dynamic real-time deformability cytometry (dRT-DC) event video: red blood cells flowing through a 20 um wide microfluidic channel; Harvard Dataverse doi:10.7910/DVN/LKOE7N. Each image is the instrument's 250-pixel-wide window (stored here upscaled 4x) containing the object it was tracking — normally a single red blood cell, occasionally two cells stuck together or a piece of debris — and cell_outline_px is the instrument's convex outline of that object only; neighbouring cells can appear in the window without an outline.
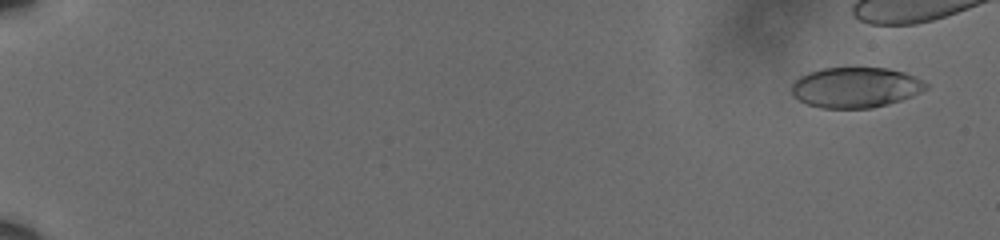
{"species": "human", "species_latin": "Homo sapiens", "temperature_condition": "cold", "stored_images_in_passage": 47, "camera_frame_rate_fps": 3000, "um_per_image_px": 0.085, "donor": {"sex": "male"}, "frame": {"image": 1, "passage_image": 4, "time_ms": 1.0, "image_size_px": [1000, 240], "cell_outline_px": [[928, 88], [912, 96], [888, 104], [872, 108], [820, 108], [808, 104], [800, 100], [792, 92], [792, 84], [800, 76], [808, 72], [824, 68], [888, 68], [904, 72], [928, 84]], "centroid_in_image_um": [72.73, 7.43], "position_along_channel_um": 12.3, "area_um2": 31.39}}
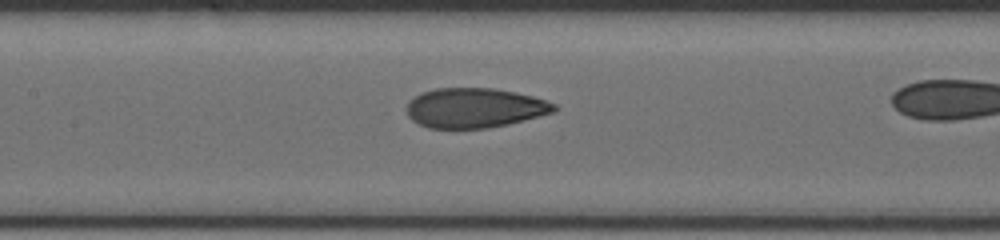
{"frame": {"image": 2, "passage_image": 31, "time_ms": 10.0, "image_size_px": [1000, 240], "cell_outline_px": [[556, 112], [508, 124], [488, 128], [428, 128], [412, 120], [408, 116], [408, 100], [420, 92], [436, 88], [496, 88], [516, 92], [532, 96], [556, 104]], "centroid_in_image_um": [40.34, 9.16], "position_along_channel_um": 167.1, "area_um2": 34.28}}
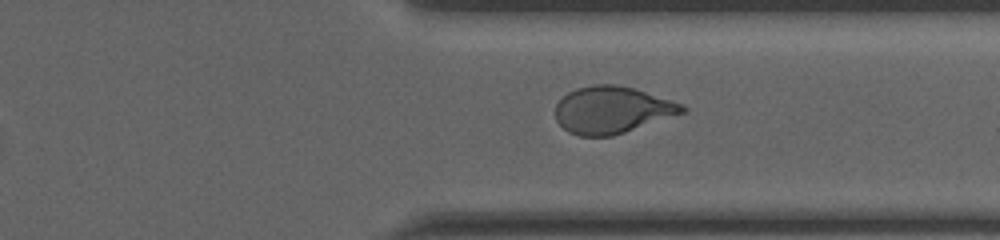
{"frame": {"image": 3, "passage_image": 45, "time_ms": 14.667, "image_size_px": [1000, 240], "cell_outline_px": [[688, 112], [612, 136], [580, 136], [568, 132], [556, 120], [556, 104], [568, 92], [576, 88], [592, 84], [616, 84], [636, 88], [684, 104], [688, 108]], "centroid_in_image_um": [52.07, 9.33], "position_along_channel_um": 359.3, "area_um2": 35.08}}